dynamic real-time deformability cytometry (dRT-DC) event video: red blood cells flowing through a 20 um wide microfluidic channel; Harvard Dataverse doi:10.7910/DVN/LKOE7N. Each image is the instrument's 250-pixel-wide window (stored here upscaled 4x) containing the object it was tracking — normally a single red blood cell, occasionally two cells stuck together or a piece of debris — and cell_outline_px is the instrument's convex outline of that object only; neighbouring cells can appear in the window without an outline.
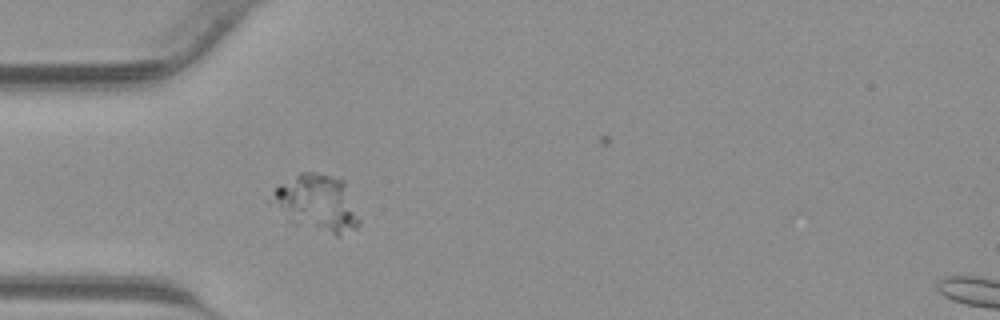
{"species": "common noctule bat (a hibernating species)", "species_latin": "Nyctalus noctula", "temperature_condition": "warm", "stored_images_in_passage": 34, "camera_frame_rate_fps": 3000, "um_per_image_px": 0.085, "animal": {"sex": "male", "body_mass_g": 23.1, "forearm_length_mm": 52.7}, "frame": {"image": 1, "passage_image": 1, "time_ms": 0.0, "image_size_px": [1000, 320], "cell_outline_px": [[360, 224], [356, 228], [340, 236], [336, 236], [292, 224], [268, 204], [268, 200], [272, 192], [280, 184], [300, 172], [316, 172], [344, 180], [360, 220]], "centroid_in_image_um": [26.88, 17.29], "position_along_channel_um": 58.1, "area_um2": 29.54}}
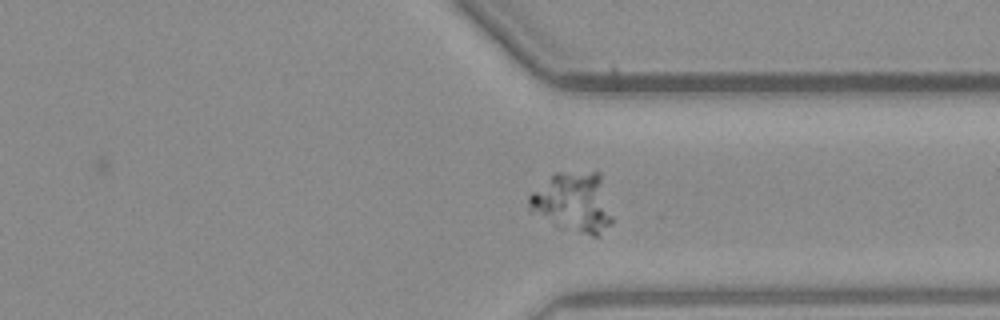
{"frame": {"image": 2, "passage_image": 22, "time_ms": 7.0, "image_size_px": [1000, 320], "cell_outline_px": [[612, 224], [596, 236], [592, 236], [580, 232], [528, 212], [528, 196], [532, 192], [556, 172], [600, 172], [612, 216]], "centroid_in_image_um": [48.73, 17.16], "position_along_channel_um": 362.7, "area_um2": 28.44}}
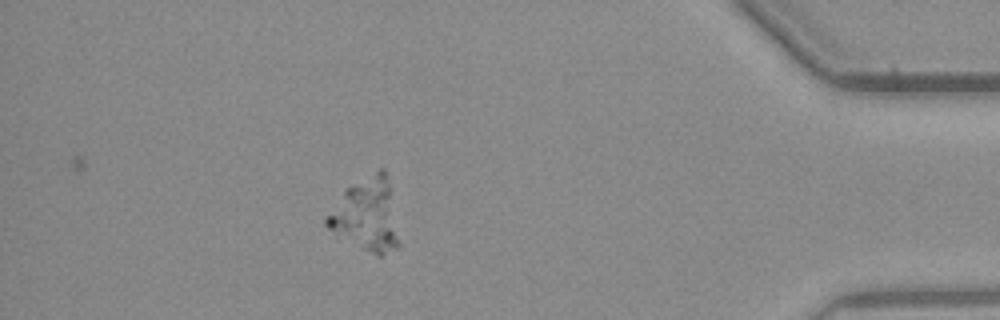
{"frame": {"image": 3, "passage_image": 28, "time_ms": 9.0, "image_size_px": [1000, 320], "cell_outline_px": [[400, 244], [396, 248], [380, 256], [376, 256], [328, 228], [324, 224], [324, 220], [344, 192], [348, 188], [380, 168], [384, 168], [388, 184]], "centroid_in_image_um": [31.16, 18.3], "position_along_channel_um": 404.0, "area_um2": 29.19}}